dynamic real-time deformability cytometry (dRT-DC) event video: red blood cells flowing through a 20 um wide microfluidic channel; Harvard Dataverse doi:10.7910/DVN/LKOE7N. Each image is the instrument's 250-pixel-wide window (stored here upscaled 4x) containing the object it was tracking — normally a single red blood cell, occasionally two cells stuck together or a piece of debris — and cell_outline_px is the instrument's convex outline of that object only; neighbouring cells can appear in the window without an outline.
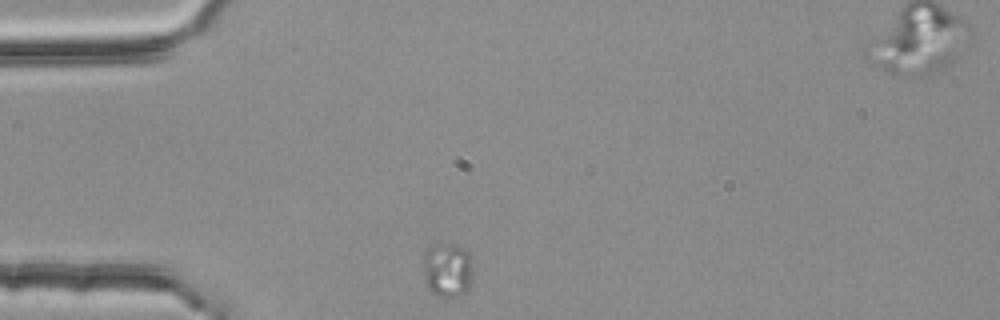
{"species": "common noctule bat (a hibernating species)", "species_latin": "Nyctalus noctula", "temperature_condition": "room temperature", "stored_images_in_passage": 14, "camera_frame_rate_fps": 3000, "um_per_image_px": 0.085, "animal": {"sex": "female", "body_mass_g": 25.1}, "frame": {"image": 1, "passage_image": 1, "time_ms": 0.0, "image_size_px": [1000, 320], "cell_outline_px": [[472, 280], [468, 292], [456, 296], [436, 296], [428, 292], [424, 280], [424, 252], [428, 248], [436, 244], [456, 244], [464, 248], [468, 252], [472, 268]], "centroid_in_image_um": [38.03, 22.96], "position_along_channel_um": 47.0, "area_um2": 16.13}}
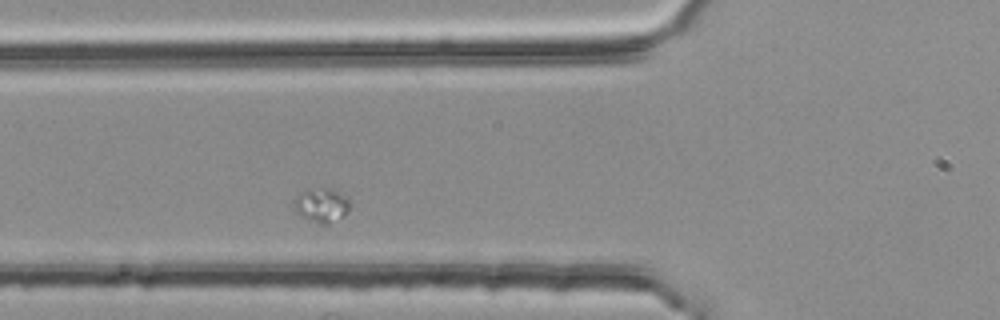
{"frame": {"image": 2, "passage_image": 7, "time_ms": 2.0, "image_size_px": [1000, 320], "cell_outline_px": [[348, 212], [328, 224], [316, 224], [300, 216], [296, 212], [296, 196], [308, 188], [332, 188], [344, 196], [348, 200]], "centroid_in_image_um": [27.31, 17.44], "position_along_channel_um": 98.5, "area_um2": 10.92}}